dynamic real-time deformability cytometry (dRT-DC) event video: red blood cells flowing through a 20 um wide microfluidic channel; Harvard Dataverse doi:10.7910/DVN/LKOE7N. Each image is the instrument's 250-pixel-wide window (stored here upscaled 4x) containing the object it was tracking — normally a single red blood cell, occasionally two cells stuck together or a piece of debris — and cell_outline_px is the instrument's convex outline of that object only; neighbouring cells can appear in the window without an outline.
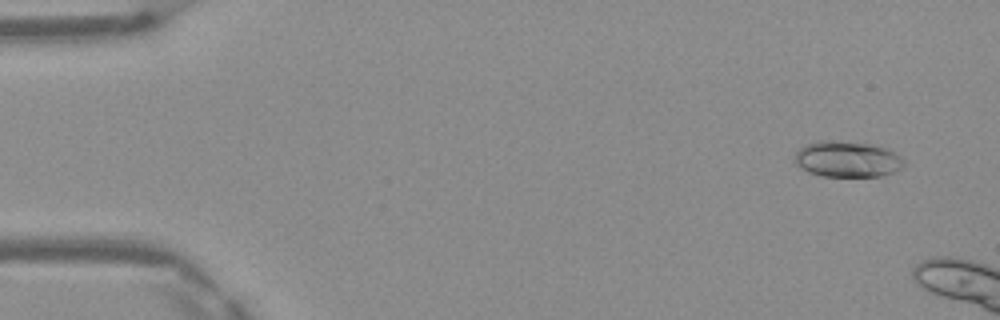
{"species": "Egyptian fruit bat (a non-hibernating species)", "species_latin": "Rousettus aegyptiacus", "temperature_condition": "warm", "stored_images_in_passage": 8, "camera_frame_rate_fps": 3000, "um_per_image_px": 0.085, "frame": {"image": 1, "passage_image": 3, "time_ms": 0.667, "image_size_px": [1000, 320], "cell_outline_px": [[908, 164], [896, 172], [880, 176], [824, 176], [808, 172], [796, 164], [796, 152], [800, 148], [808, 144], [820, 140], [832, 140], [872, 144], [884, 148], [900, 156]], "centroid_in_image_um": [72.06, 13.53], "position_along_channel_um": 12.9, "area_um2": 22.83}}